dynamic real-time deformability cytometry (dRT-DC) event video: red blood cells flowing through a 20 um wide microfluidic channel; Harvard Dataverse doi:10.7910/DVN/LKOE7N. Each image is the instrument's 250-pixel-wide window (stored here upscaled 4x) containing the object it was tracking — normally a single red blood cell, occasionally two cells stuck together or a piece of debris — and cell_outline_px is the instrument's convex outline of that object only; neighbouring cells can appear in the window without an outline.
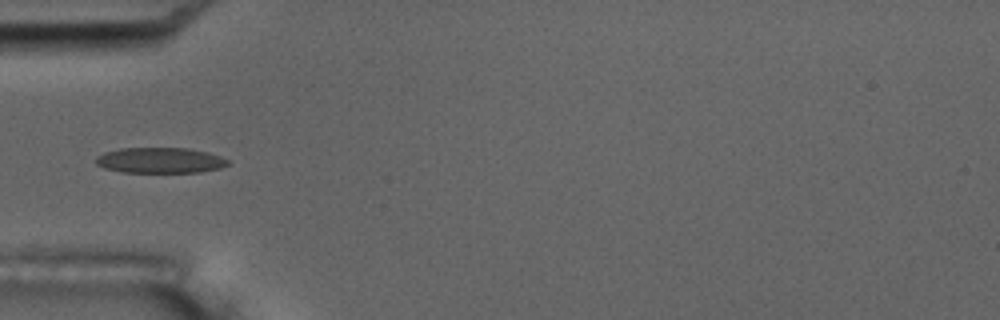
{"species": "common noctule bat (a hibernating species)", "species_latin": "Nyctalus noctula", "temperature_condition": "room temperature", "stored_images_in_passage": 7, "camera_frame_rate_fps": 3000, "um_per_image_px": 0.085, "animal": {"sex": "male", "body_mass_g": 17.5, "forearm_length_mm": 52.3}, "frame": {"image": 1, "passage_image": 6, "time_ms": 5.667, "image_size_px": [1000, 320], "cell_outline_px": [[228, 164], [220, 168], [200, 172], [124, 172], [104, 168], [96, 164], [96, 156], [104, 152], [120, 148], [188, 148], [208, 152], [220, 156], [228, 160]], "centroid_in_image_um": [13.59, 13.62], "position_along_channel_um": 71.4, "area_um2": 19.65}}